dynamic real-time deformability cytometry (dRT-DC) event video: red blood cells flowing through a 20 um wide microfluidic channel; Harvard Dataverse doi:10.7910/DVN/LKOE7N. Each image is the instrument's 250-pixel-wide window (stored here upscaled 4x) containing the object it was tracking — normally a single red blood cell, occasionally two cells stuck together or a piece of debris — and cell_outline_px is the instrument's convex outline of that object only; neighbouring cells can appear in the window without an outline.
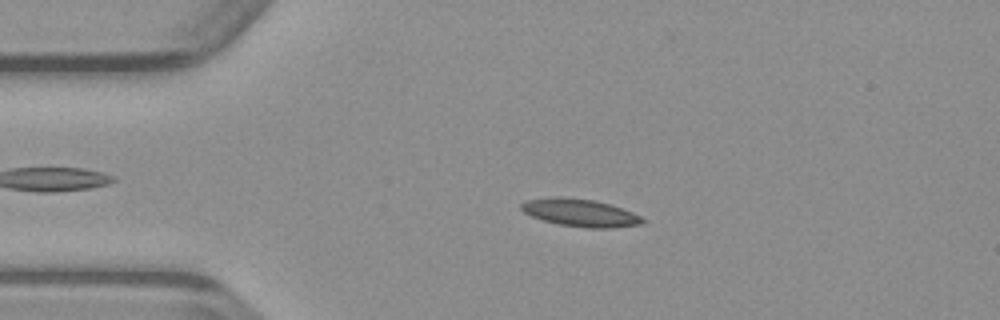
{"species": "common noctule bat (a hibernating species)", "species_latin": "Nyctalus noctula", "temperature_condition": "warm", "stored_images_in_passage": 38, "camera_frame_rate_fps": 3000, "um_per_image_px": 0.085, "animal": {"sex": "male", "body_mass_g": 23.1, "forearm_length_mm": 52.7}, "frame": {"image": 1, "passage_image": 6, "time_ms": 1.667, "image_size_px": [1000, 320], "cell_outline_px": [[648, 220], [644, 224], [608, 228], [588, 228], [560, 224], [544, 220], [532, 216], [524, 212], [520, 208], [520, 204], [528, 200], [556, 196], [564, 196], [596, 200], [632, 212]], "centroid_in_image_um": [49.34, 18.08], "position_along_channel_um": 35.7, "area_um2": 19.48}}
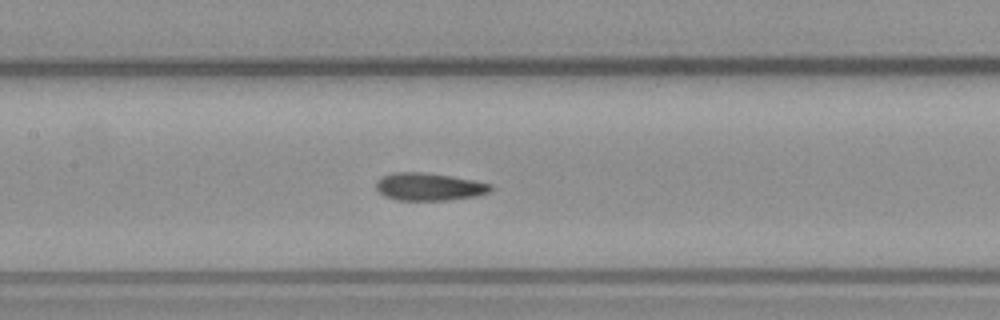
{"frame": {"image": 2, "passage_image": 18, "time_ms": 5.667, "image_size_px": [1000, 320], "cell_outline_px": [[492, 188], [488, 192], [476, 196], [448, 200], [396, 200], [384, 196], [376, 188], [376, 180], [380, 176], [392, 172], [424, 172], [472, 180], [492, 184]], "centroid_in_image_um": [36.41, 15.87], "position_along_channel_um": 171.0, "area_um2": 18.44}}
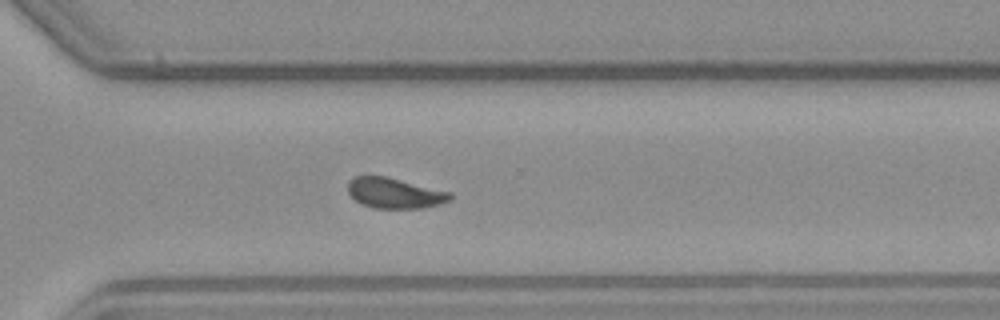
{"frame": {"image": 3, "passage_image": 30, "time_ms": 9.667, "image_size_px": [1000, 320], "cell_outline_px": [[452, 200], [440, 204], [420, 208], [376, 208], [364, 204], [356, 200], [348, 192], [348, 180], [356, 176], [384, 176], [452, 192]], "centroid_in_image_um": [33.57, 16.41], "position_along_channel_um": 337.0, "area_um2": 17.98}}